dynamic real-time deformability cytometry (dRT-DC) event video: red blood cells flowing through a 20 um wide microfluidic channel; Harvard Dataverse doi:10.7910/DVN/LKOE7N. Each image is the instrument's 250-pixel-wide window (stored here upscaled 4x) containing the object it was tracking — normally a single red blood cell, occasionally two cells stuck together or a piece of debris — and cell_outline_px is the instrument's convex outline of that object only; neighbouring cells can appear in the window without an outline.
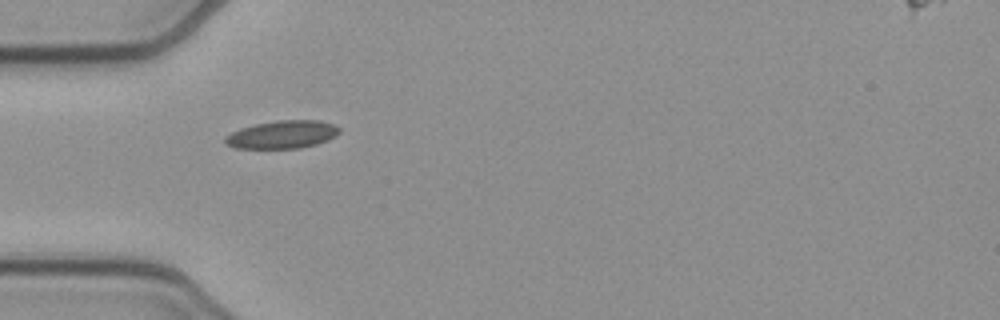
{"species": "common noctule bat (a hibernating species)", "species_latin": "Nyctalus noctula", "temperature_condition": "cold", "stored_images_in_passage": 5, "camera_frame_rate_fps": 3000, "um_per_image_px": 0.085, "animal": {"sex": "female", "body_mass_g": 21.9}, "frame": {"image": 1, "passage_image": 1, "time_ms": 0.0, "image_size_px": [1000, 320], "cell_outline_px": [[340, 132], [336, 136], [328, 140], [316, 144], [300, 148], [236, 148], [228, 144], [224, 140], [224, 136], [240, 128], [256, 124], [276, 120], [320, 120], [332, 124], [340, 128]], "centroid_in_image_um": [24.01, 11.43], "position_along_channel_um": 61.0, "area_um2": 18.55}}